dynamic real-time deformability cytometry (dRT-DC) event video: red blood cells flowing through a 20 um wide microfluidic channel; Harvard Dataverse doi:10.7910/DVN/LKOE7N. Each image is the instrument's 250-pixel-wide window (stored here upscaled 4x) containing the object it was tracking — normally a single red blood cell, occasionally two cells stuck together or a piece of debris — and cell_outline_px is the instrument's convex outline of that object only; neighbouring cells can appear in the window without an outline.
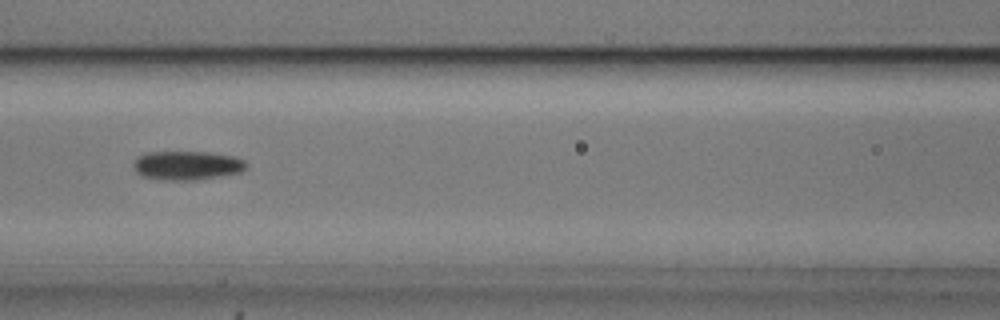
{"species": "common noctule bat (a hibernating species)", "species_latin": "Nyctalus noctula", "temperature_condition": "cold", "stored_images_in_passage": 10, "camera_frame_rate_fps": 3000, "um_per_image_px": 0.085, "animal": {"sex": "male", "body_mass_g": 20.5, "forearm_length_mm": 52.5}, "frame": {"image": 1, "passage_image": 7, "time_ms": 2.0, "image_size_px": [1000, 320], "cell_outline_px": [[248, 164], [240, 172], [220, 176], [196, 180], [160, 180], [140, 176], [136, 172], [132, 164], [136, 156], [148, 152], [208, 152], [236, 156], [244, 160]], "centroid_in_image_um": [15.86, 14.06], "position_along_channel_um": 150.7, "area_um2": 19.31}}